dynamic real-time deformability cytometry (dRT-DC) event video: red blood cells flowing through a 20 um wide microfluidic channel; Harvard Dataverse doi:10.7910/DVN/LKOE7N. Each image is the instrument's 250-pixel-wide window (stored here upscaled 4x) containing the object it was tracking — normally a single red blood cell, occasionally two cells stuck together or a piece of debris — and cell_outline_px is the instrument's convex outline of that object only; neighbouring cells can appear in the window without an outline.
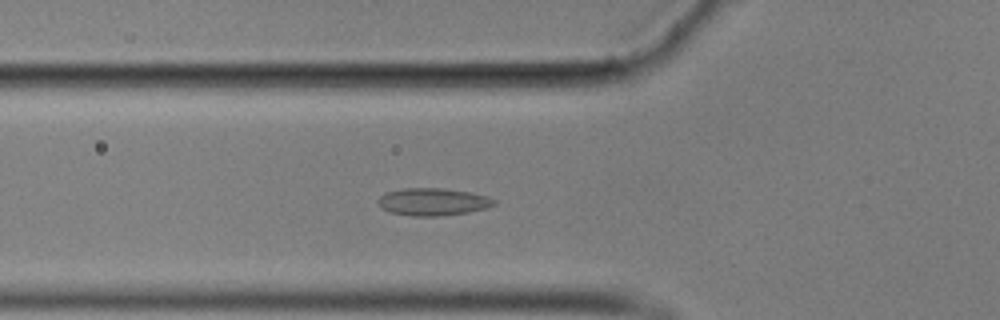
{"species": "common noctule bat (a hibernating species)", "species_latin": "Nyctalus noctula", "temperature_condition": "cold", "stored_images_in_passage": 41, "camera_frame_rate_fps": 3000, "um_per_image_px": 0.085, "animal": {"sex": "male", "body_mass_g": 17.9}, "frame": {"image": 1, "passage_image": 4, "time_ms": 1.0, "image_size_px": [1000, 320], "cell_outline_px": [[496, 204], [484, 208], [468, 212], [440, 216], [412, 216], [392, 212], [380, 208], [376, 204], [376, 200], [384, 192], [404, 188], [444, 188], [472, 192], [488, 196], [496, 200]], "centroid_in_image_um": [36.76, 17.14], "position_along_channel_um": 89.0, "area_um2": 18.79}}
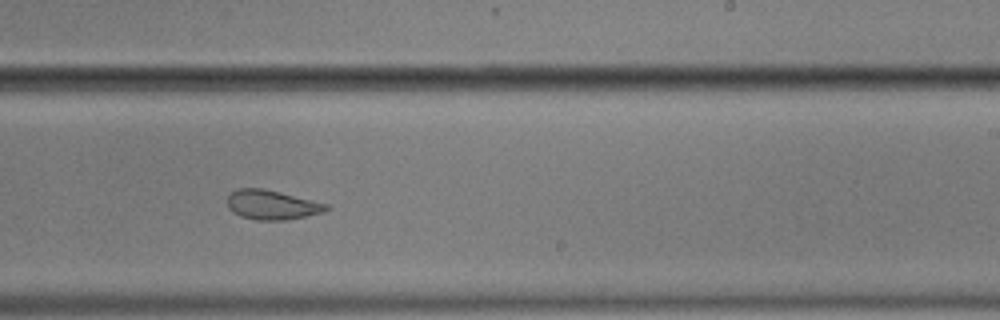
{"frame": {"image": 2, "passage_image": 19, "time_ms": 6.0, "image_size_px": [1000, 320], "cell_outline_px": [[332, 208], [324, 212], [284, 220], [256, 220], [240, 216], [232, 212], [228, 208], [228, 196], [236, 188], [260, 188], [280, 192], [328, 204]], "centroid_in_image_um": [23.11, 17.41], "position_along_channel_um": 265.9, "area_um2": 16.94}}
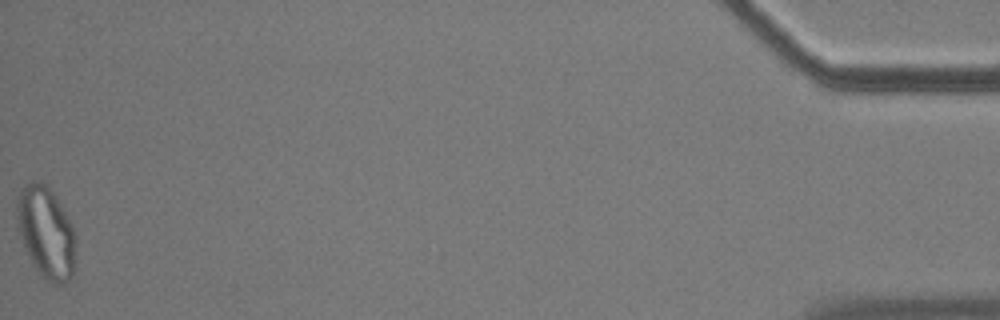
{"frame": {"image": 3, "passage_image": 41, "time_ms": 13.333, "image_size_px": [1000, 320], "cell_outline_px": [[76, 236], [72, 276], [64, 284], [48, 284], [32, 264], [24, 248], [16, 228], [16, 204], [20, 188], [28, 180], [40, 180], [52, 192], [60, 204]], "centroid_in_image_um": [3.86, 19.76], "position_along_channel_um": 431.3, "area_um2": 31.73}, "authors_computed_cell_mechanics": {"area_um2": 18.5538, "velocity_mm_per_s": 3.5233, "shape_relaxation_time_tau1_ms": null, "shape_relaxation_time_tau2_ms": 1.8795, "deformation_change_tau1": null, "deformation_change_tau2": 0.0696}}